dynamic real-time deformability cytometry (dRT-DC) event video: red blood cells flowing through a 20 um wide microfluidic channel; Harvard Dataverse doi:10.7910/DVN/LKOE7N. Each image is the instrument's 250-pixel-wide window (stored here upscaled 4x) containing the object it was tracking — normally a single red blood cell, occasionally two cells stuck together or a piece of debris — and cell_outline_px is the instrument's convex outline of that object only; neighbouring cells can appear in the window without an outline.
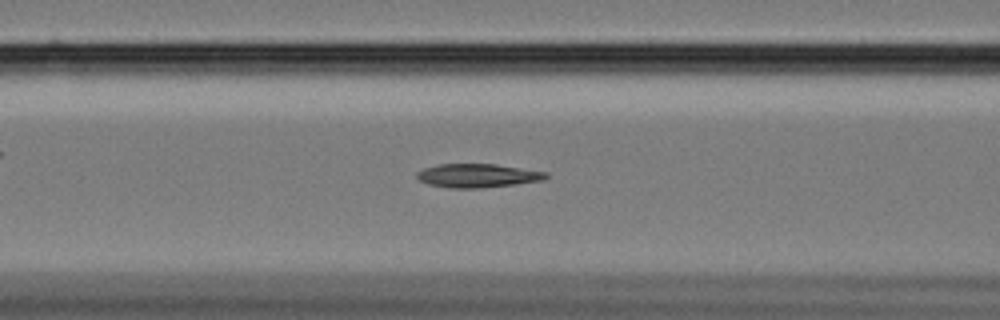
{"species": "Egyptian fruit bat (a non-hibernating species)", "species_latin": "Rousettus aegyptiacus", "temperature_condition": "cold", "stored_images_in_passage": 58, "camera_frame_rate_fps": 3000, "um_per_image_px": 0.085, "animal": {"sex": "female"}, "frame": {"image": 1, "passage_image": 23, "time_ms": 7.333, "image_size_px": [1000, 320], "cell_outline_px": [[548, 176], [544, 180], [516, 184], [480, 188], [448, 188], [428, 184], [420, 180], [416, 176], [416, 172], [424, 168], [436, 164], [496, 164], [548, 172]], "centroid_in_image_um": [40.59, 14.92], "position_along_channel_um": 126.0, "area_um2": 17.92}}
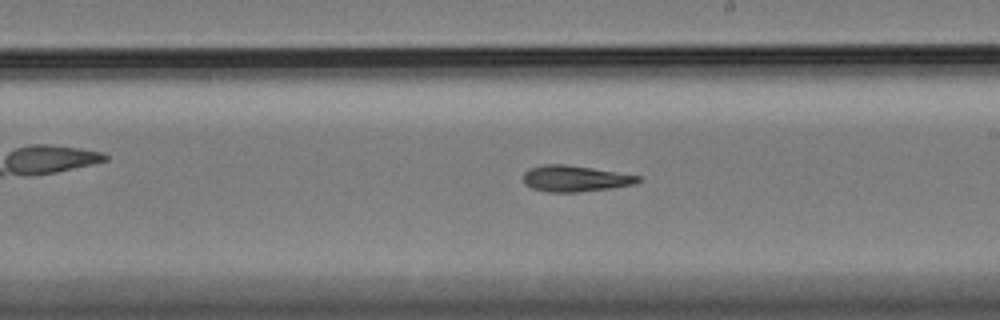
{"frame": {"image": 2, "passage_image": 33, "time_ms": 10.667, "image_size_px": [1000, 320], "cell_outline_px": [[644, 180], [636, 184], [612, 188], [576, 192], [548, 192], [532, 188], [524, 184], [524, 172], [528, 168], [544, 164], [564, 164], [592, 168], [640, 176]], "centroid_in_image_um": [48.89, 15.18], "position_along_channel_um": 240.1, "area_um2": 17.57}}
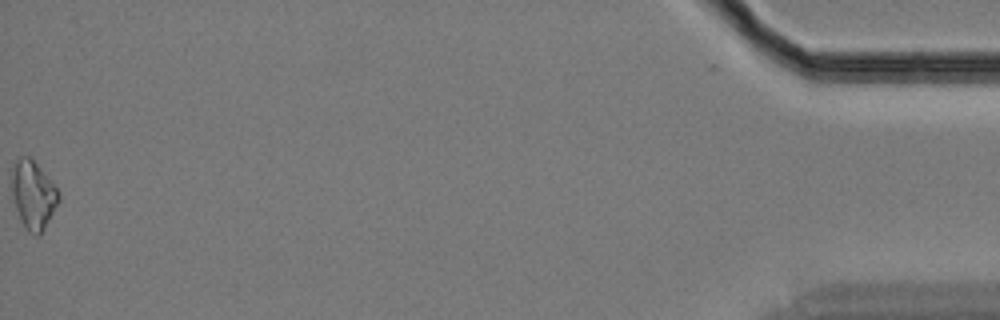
{"frame": {"image": 3, "passage_image": 58, "time_ms": 19.0, "image_size_px": [1000, 320], "cell_outline_px": [[60, 200], [44, 228], [36, 236], [28, 232], [20, 220], [16, 208], [12, 192], [12, 176], [16, 160], [20, 156], [28, 156], [36, 164], [56, 188], [60, 196]], "centroid_in_image_um": [2.82, 16.59], "position_along_channel_um": 432.4, "area_um2": 18.03}}